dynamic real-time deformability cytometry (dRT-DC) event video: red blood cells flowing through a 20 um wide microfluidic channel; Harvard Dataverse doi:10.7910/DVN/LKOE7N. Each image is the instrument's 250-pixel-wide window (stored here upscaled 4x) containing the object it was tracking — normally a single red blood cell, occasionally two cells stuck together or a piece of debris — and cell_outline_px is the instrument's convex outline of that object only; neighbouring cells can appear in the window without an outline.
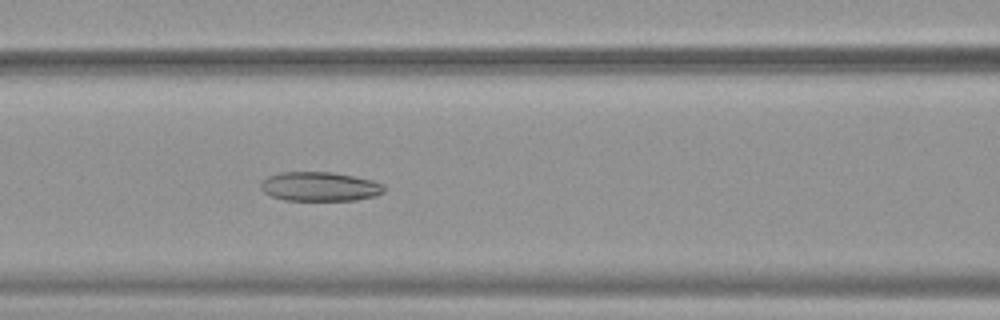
{"species": "common noctule bat (a hibernating species)", "species_latin": "Nyctalus noctula", "temperature_condition": "warm", "stored_images_in_passage": 52, "camera_frame_rate_fps": 3000, "um_per_image_px": 0.085, "animal": {"sex": "female", "body_mass_g": 19.9}, "frame": {"image": 1, "passage_image": 23, "time_ms": 7.333, "image_size_px": [1000, 320], "cell_outline_px": [[384, 192], [376, 196], [356, 200], [284, 200], [272, 196], [264, 192], [260, 188], [260, 184], [268, 176], [280, 172], [332, 172], [372, 180], [384, 184]], "centroid_in_image_um": [27.19, 15.86], "position_along_channel_um": 139.4, "area_um2": 20.98}}
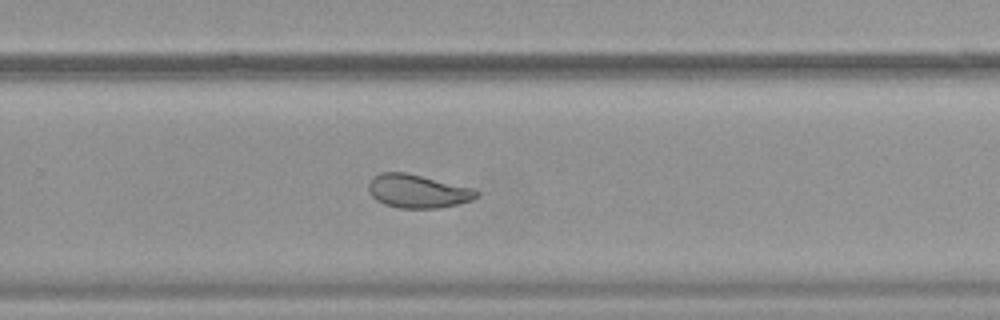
{"frame": {"image": 2, "passage_image": 35, "time_ms": 11.333, "image_size_px": [1000, 320], "cell_outline_px": [[480, 196], [472, 200], [440, 208], [400, 208], [384, 204], [376, 200], [368, 192], [368, 184], [372, 176], [380, 172], [404, 172], [476, 188], [480, 192]], "centroid_in_image_um": [35.52, 16.24], "position_along_channel_um": 294.3, "area_um2": 21.33}}
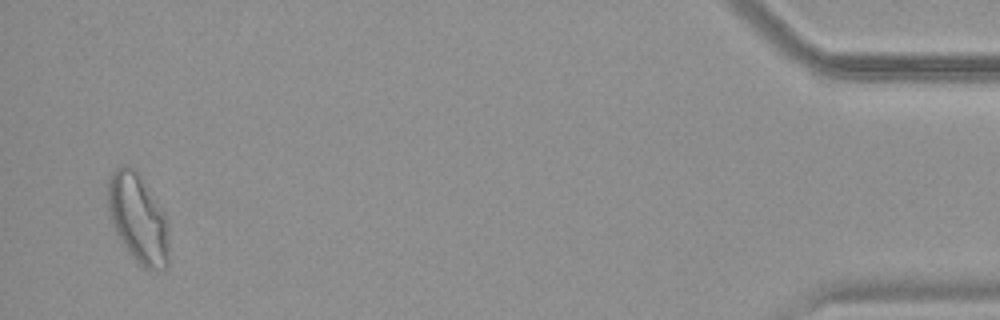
{"frame": {"image": 3, "passage_image": 51, "time_ms": 16.667, "image_size_px": [1000, 320], "cell_outline_px": [[168, 268], [156, 272], [144, 268], [136, 260], [120, 240], [116, 232], [108, 212], [108, 176], [120, 164], [128, 164], [136, 172], [164, 212], [168, 220]], "centroid_in_image_um": [11.74, 18.59], "position_along_channel_um": 423.5, "area_um2": 31.62}, "authors_computed_cell_mechanics": {"area_um2": 25.8655, "velocity_mm_per_s": 3.8921, "shape_relaxation_time_tau1_ms": null, "shape_relaxation_time_tau2_ms": 2.8895, "deformation_change_tau1": null, "deformation_change_tau2": 0.0958}}